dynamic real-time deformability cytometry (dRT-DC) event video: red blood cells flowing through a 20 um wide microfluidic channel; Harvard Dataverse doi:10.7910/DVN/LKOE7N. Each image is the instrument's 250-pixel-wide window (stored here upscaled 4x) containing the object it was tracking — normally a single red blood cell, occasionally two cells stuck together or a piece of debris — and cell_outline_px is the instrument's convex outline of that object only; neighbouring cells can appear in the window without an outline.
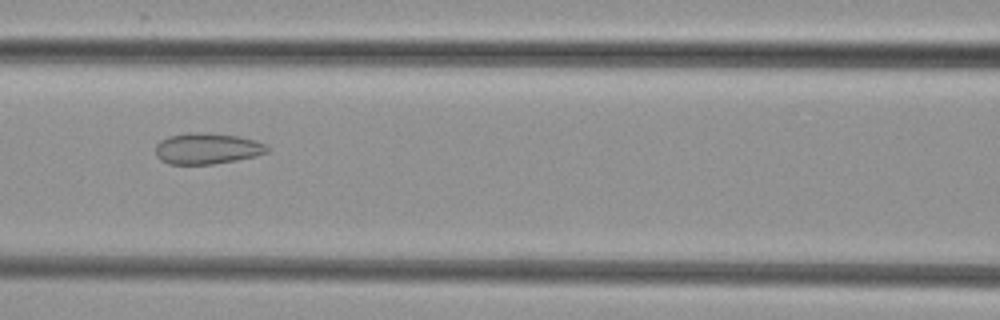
{"species": "common noctule bat (a hibernating species)", "species_latin": "Nyctalus noctula", "temperature_condition": "cold", "stored_images_in_passage": 6, "camera_frame_rate_fps": 3000, "um_per_image_px": 0.085, "animal": {"sex": "female", "body_mass_g": 29.2, "forearm_length_mm": 56.3}, "frame": {"image": 1, "passage_image": 4, "time_ms": 3.333, "image_size_px": [1000, 320], "cell_outline_px": [[268, 152], [256, 156], [236, 160], [212, 164], [168, 164], [160, 160], [156, 156], [156, 144], [160, 140], [168, 136], [188, 132], [208, 132], [240, 136], [256, 140], [268, 144]], "centroid_in_image_um": [17.61, 12.61], "position_along_channel_um": 149.0, "area_um2": 20.58}}
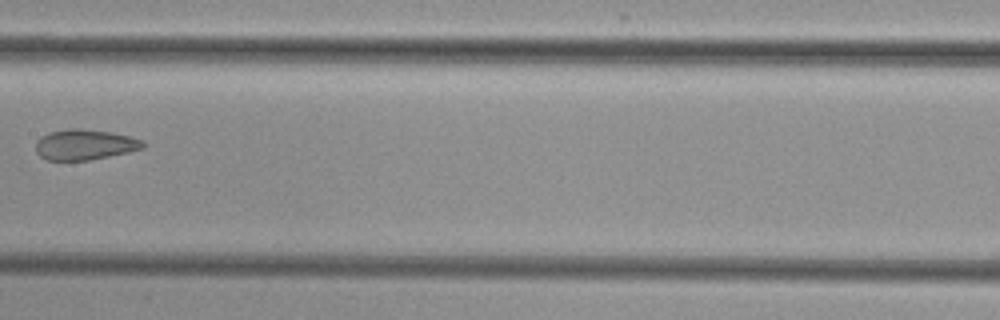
{"frame": {"image": 2, "passage_image": 5, "time_ms": 4.667, "image_size_px": [1000, 320], "cell_outline_px": [[144, 148], [128, 152], [88, 160], [48, 160], [40, 156], [36, 152], [36, 140], [40, 136], [48, 132], [68, 128], [80, 128], [112, 132], [128, 136], [140, 140], [144, 144]], "centroid_in_image_um": [7.15, 12.28], "position_along_channel_um": 200.3, "area_um2": 19.02}}
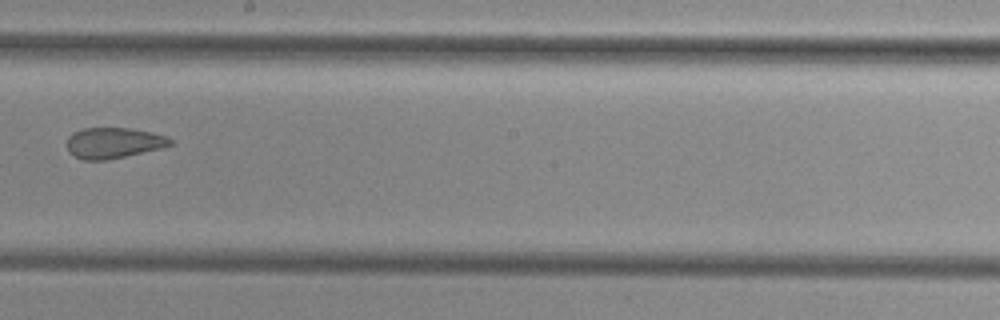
{"frame": {"image": 3, "passage_image": 6, "time_ms": 5.667, "image_size_px": [1000, 320], "cell_outline_px": [[172, 144], [160, 148], [108, 160], [84, 160], [68, 152], [68, 136], [72, 132], [84, 128], [128, 128], [168, 136], [172, 140]], "centroid_in_image_um": [9.63, 12.14], "position_along_channel_um": 238.6, "area_um2": 18.32}}